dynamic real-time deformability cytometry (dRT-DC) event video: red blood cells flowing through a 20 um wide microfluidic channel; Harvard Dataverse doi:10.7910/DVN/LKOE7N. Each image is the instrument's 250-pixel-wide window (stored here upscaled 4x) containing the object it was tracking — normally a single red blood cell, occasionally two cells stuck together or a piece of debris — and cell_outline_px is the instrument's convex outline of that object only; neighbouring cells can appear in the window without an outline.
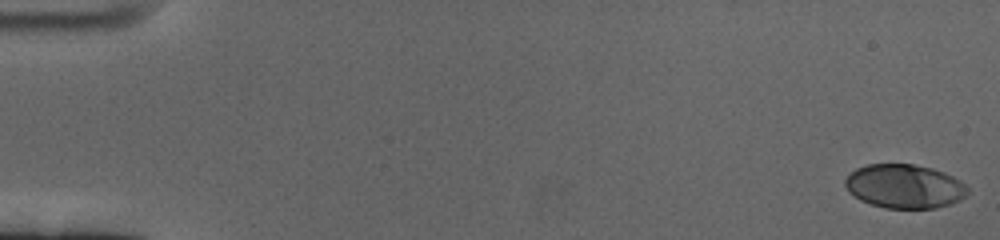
{"species": "human", "species_latin": "Homo sapiens", "temperature_condition": "cold", "stored_images_in_passage": 61, "camera_frame_rate_fps": 3000, "um_per_image_px": 0.085, "donor": {"sex": "female"}, "frame": {"image": 1, "passage_image": 1, "time_ms": 0.0, "image_size_px": [1000, 240], "cell_outline_px": [[968, 192], [960, 200], [936, 208], [884, 208], [860, 200], [848, 192], [844, 184], [844, 180], [856, 168], [868, 164], [912, 164], [932, 168], [944, 172], [960, 180], [968, 188]], "centroid_in_image_um": [76.86, 15.83], "position_along_channel_um": 8.1, "area_um2": 31.33}}
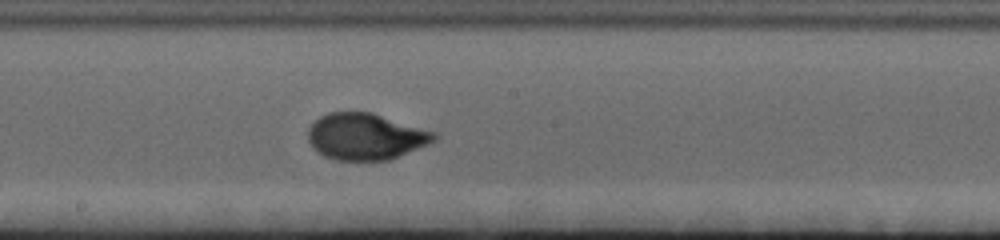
{"frame": {"image": 2, "passage_image": 34, "time_ms": 11.0, "image_size_px": [1000, 240], "cell_outline_px": [[440, 136], [436, 140], [428, 144], [392, 160], [336, 160], [324, 156], [312, 148], [308, 140], [308, 128], [320, 116], [328, 112], [372, 112], [440, 132]], "centroid_in_image_um": [31.14, 11.6], "position_along_channel_um": 217.1, "area_um2": 34.8}}
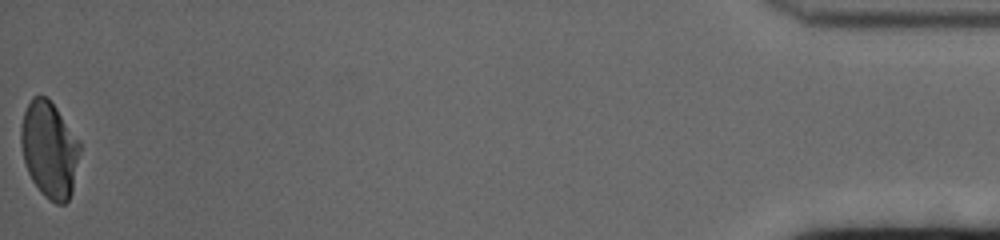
{"frame": {"image": 3, "passage_image": 61, "time_ms": 20.0, "image_size_px": [1000, 240], "cell_outline_px": [[80, 152], [72, 192], [68, 200], [64, 204], [56, 204], [48, 200], [40, 192], [32, 180], [28, 172], [24, 160], [20, 144], [20, 128], [24, 112], [32, 96], [44, 96], [56, 108], [80, 140]], "centroid_in_image_um": [4.19, 12.74], "position_along_channel_um": 431.0, "area_um2": 33.12}, "authors_computed_cell_mechanics": {"area_um2": 32.7726, "velocity_mm_per_s": 3.3673, "shape_relaxation_time_tau1_ms": 3.6495, "shape_relaxation_time_tau2_ms": null, "deformation_change_tau1": 0.1785, "deformation_change_tau2": null}}